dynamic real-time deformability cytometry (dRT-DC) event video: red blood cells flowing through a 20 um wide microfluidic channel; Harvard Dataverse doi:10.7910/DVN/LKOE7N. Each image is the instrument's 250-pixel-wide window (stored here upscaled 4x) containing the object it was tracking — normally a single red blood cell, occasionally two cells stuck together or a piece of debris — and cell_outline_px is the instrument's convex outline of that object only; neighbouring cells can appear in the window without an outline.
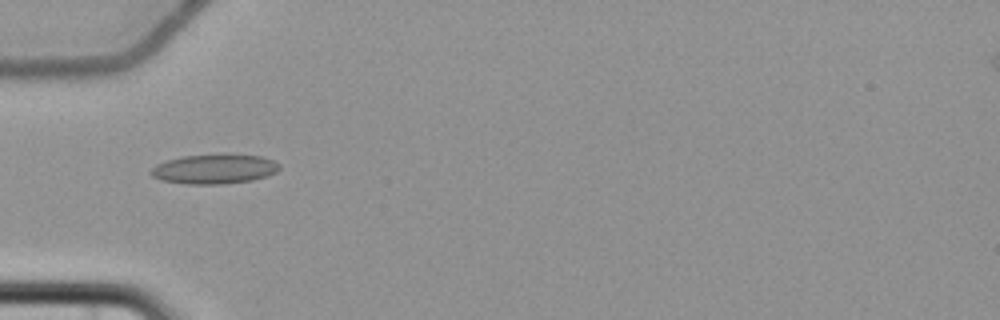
{"species": "common noctule bat (a hibernating species)", "species_latin": "Nyctalus noctula", "temperature_condition": "cold", "stored_images_in_passage": 7, "camera_frame_rate_fps": 3000, "um_per_image_px": 0.085, "animal": {"sex": "female", "body_mass_g": 22.7, "forearm_length_mm": 54.2}, "frame": {"image": 1, "passage_image": 6, "time_ms": 6.0, "image_size_px": [1000, 320], "cell_outline_px": [[280, 168], [276, 172], [268, 176], [252, 180], [224, 184], [188, 184], [160, 180], [152, 176], [148, 172], [156, 164], [168, 160], [184, 156], [224, 152], [260, 156], [272, 160], [280, 164]], "centroid_in_image_um": [18.23, 14.34], "position_along_channel_um": 66.8, "area_um2": 22.72}}
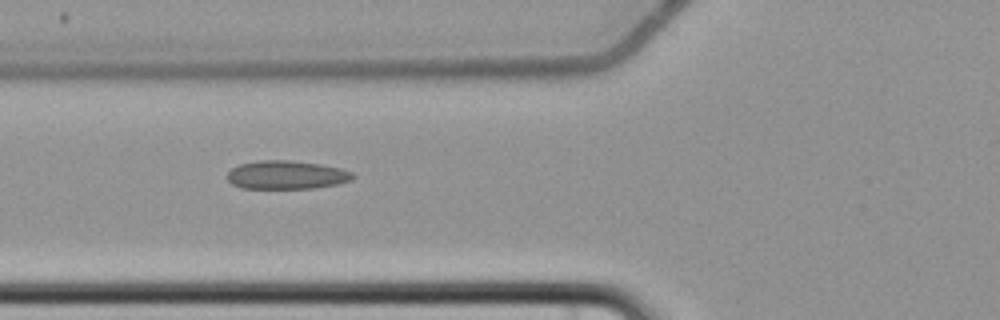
{"frame": {"image": 2, "passage_image": 7, "time_ms": 7.0, "image_size_px": [1000, 320], "cell_outline_px": [[356, 176], [352, 180], [336, 184], [312, 188], [240, 188], [232, 184], [228, 180], [228, 172], [232, 168], [240, 164], [260, 160], [288, 160], [320, 164], [340, 168], [352, 172]], "centroid_in_image_um": [24.36, 14.86], "position_along_channel_um": 101.4, "area_um2": 20.75}}